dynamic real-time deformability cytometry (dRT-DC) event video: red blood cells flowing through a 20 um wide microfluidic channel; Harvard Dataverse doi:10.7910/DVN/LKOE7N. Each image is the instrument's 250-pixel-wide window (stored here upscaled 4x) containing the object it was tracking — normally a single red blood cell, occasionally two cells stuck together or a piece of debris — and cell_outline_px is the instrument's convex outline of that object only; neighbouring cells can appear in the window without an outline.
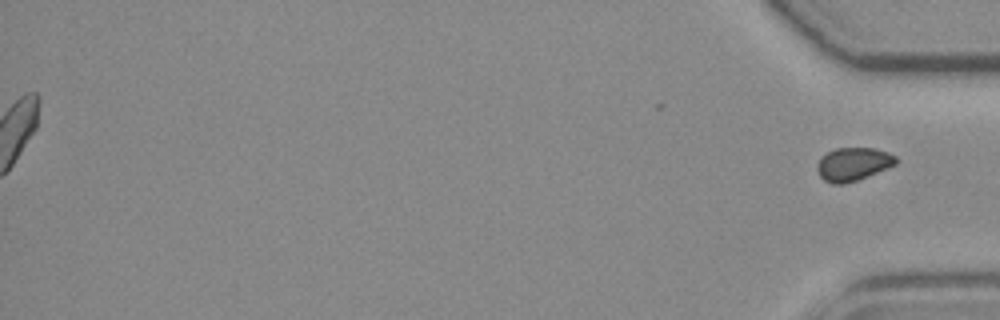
{"species": "common noctule bat (a hibernating species)", "species_latin": "Nyctalus noctula", "temperature_condition": "room temperature", "stored_images_in_passage": 43, "segment_of_instrument_passage": [2, 2], "camera_frame_rate_fps": 3000, "um_per_image_px": 0.085, "animal": {"sex": "female", "body_mass_g": 19.3, "forearm_length_mm": 54.1}, "frame": {"image": 1, "passage_image": 43, "time_ms": 14.0, "image_size_px": [1000, 320], "cell_outline_px": [[896, 164], [856, 180], [844, 184], [832, 184], [824, 180], [820, 176], [816, 168], [816, 164], [820, 156], [836, 148], [872, 148], [888, 152], [896, 156]], "centroid_in_image_um": [72.46, 13.94], "position_along_channel_um": 362.7, "area_um2": 15.14}}